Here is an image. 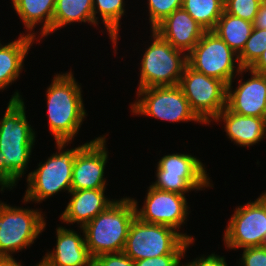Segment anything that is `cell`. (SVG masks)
<instances>
[{
    "mask_svg": "<svg viewBox=\"0 0 266 266\" xmlns=\"http://www.w3.org/2000/svg\"><path fill=\"white\" fill-rule=\"evenodd\" d=\"M25 109L22 96L16 91L0 121L1 191L12 189L25 174L35 145V130L27 121Z\"/></svg>",
    "mask_w": 266,
    "mask_h": 266,
    "instance_id": "cell-1",
    "label": "cell"
},
{
    "mask_svg": "<svg viewBox=\"0 0 266 266\" xmlns=\"http://www.w3.org/2000/svg\"><path fill=\"white\" fill-rule=\"evenodd\" d=\"M72 72L56 74L46 90L49 128L55 142H72L86 117L82 92Z\"/></svg>",
    "mask_w": 266,
    "mask_h": 266,
    "instance_id": "cell-2",
    "label": "cell"
},
{
    "mask_svg": "<svg viewBox=\"0 0 266 266\" xmlns=\"http://www.w3.org/2000/svg\"><path fill=\"white\" fill-rule=\"evenodd\" d=\"M136 217L130 197L115 200L81 230L90 256L123 252L130 225Z\"/></svg>",
    "mask_w": 266,
    "mask_h": 266,
    "instance_id": "cell-3",
    "label": "cell"
},
{
    "mask_svg": "<svg viewBox=\"0 0 266 266\" xmlns=\"http://www.w3.org/2000/svg\"><path fill=\"white\" fill-rule=\"evenodd\" d=\"M194 239L162 224L132 221L123 252L133 261L163 255H184Z\"/></svg>",
    "mask_w": 266,
    "mask_h": 266,
    "instance_id": "cell-4",
    "label": "cell"
},
{
    "mask_svg": "<svg viewBox=\"0 0 266 266\" xmlns=\"http://www.w3.org/2000/svg\"><path fill=\"white\" fill-rule=\"evenodd\" d=\"M55 143L58 153H53L43 164L39 163L38 168L27 176L28 187L23 198L26 204L30 201L41 203L62 190L71 191L74 159L84 144L63 150L71 142Z\"/></svg>",
    "mask_w": 266,
    "mask_h": 266,
    "instance_id": "cell-5",
    "label": "cell"
},
{
    "mask_svg": "<svg viewBox=\"0 0 266 266\" xmlns=\"http://www.w3.org/2000/svg\"><path fill=\"white\" fill-rule=\"evenodd\" d=\"M38 209L17 208L0 201V261H15L11 254L34 243L46 221Z\"/></svg>",
    "mask_w": 266,
    "mask_h": 266,
    "instance_id": "cell-6",
    "label": "cell"
},
{
    "mask_svg": "<svg viewBox=\"0 0 266 266\" xmlns=\"http://www.w3.org/2000/svg\"><path fill=\"white\" fill-rule=\"evenodd\" d=\"M151 32L153 40L141 61L138 89L179 85L187 65V53L173 48L154 30Z\"/></svg>",
    "mask_w": 266,
    "mask_h": 266,
    "instance_id": "cell-7",
    "label": "cell"
},
{
    "mask_svg": "<svg viewBox=\"0 0 266 266\" xmlns=\"http://www.w3.org/2000/svg\"><path fill=\"white\" fill-rule=\"evenodd\" d=\"M187 64L206 76L223 81L226 85L233 81L236 76L248 72V68L240 66L238 54L213 31H206L195 47L187 54Z\"/></svg>",
    "mask_w": 266,
    "mask_h": 266,
    "instance_id": "cell-8",
    "label": "cell"
},
{
    "mask_svg": "<svg viewBox=\"0 0 266 266\" xmlns=\"http://www.w3.org/2000/svg\"><path fill=\"white\" fill-rule=\"evenodd\" d=\"M137 100L131 104L135 115L151 116L164 121H194L204 124L192 111L179 85L138 89Z\"/></svg>",
    "mask_w": 266,
    "mask_h": 266,
    "instance_id": "cell-9",
    "label": "cell"
},
{
    "mask_svg": "<svg viewBox=\"0 0 266 266\" xmlns=\"http://www.w3.org/2000/svg\"><path fill=\"white\" fill-rule=\"evenodd\" d=\"M156 181L152 187L185 195L191 190H202L211 186L203 163L189 154H168L156 166Z\"/></svg>",
    "mask_w": 266,
    "mask_h": 266,
    "instance_id": "cell-10",
    "label": "cell"
},
{
    "mask_svg": "<svg viewBox=\"0 0 266 266\" xmlns=\"http://www.w3.org/2000/svg\"><path fill=\"white\" fill-rule=\"evenodd\" d=\"M179 86L192 111L204 124L209 125L226 107L227 85L217 78L192 69L188 64Z\"/></svg>",
    "mask_w": 266,
    "mask_h": 266,
    "instance_id": "cell-11",
    "label": "cell"
},
{
    "mask_svg": "<svg viewBox=\"0 0 266 266\" xmlns=\"http://www.w3.org/2000/svg\"><path fill=\"white\" fill-rule=\"evenodd\" d=\"M223 238L231 250L266 246V192L255 201L236 207Z\"/></svg>",
    "mask_w": 266,
    "mask_h": 266,
    "instance_id": "cell-12",
    "label": "cell"
},
{
    "mask_svg": "<svg viewBox=\"0 0 266 266\" xmlns=\"http://www.w3.org/2000/svg\"><path fill=\"white\" fill-rule=\"evenodd\" d=\"M147 191L144 205L140 209H137V200L131 197L136 217L145 223L162 224L176 230L180 229L189 214L185 195L162 191L151 185Z\"/></svg>",
    "mask_w": 266,
    "mask_h": 266,
    "instance_id": "cell-13",
    "label": "cell"
},
{
    "mask_svg": "<svg viewBox=\"0 0 266 266\" xmlns=\"http://www.w3.org/2000/svg\"><path fill=\"white\" fill-rule=\"evenodd\" d=\"M105 137L103 135L84 143L77 152L72 171L71 191L106 189L104 170L108 162V151L105 147Z\"/></svg>",
    "mask_w": 266,
    "mask_h": 266,
    "instance_id": "cell-14",
    "label": "cell"
},
{
    "mask_svg": "<svg viewBox=\"0 0 266 266\" xmlns=\"http://www.w3.org/2000/svg\"><path fill=\"white\" fill-rule=\"evenodd\" d=\"M251 78L238 79V86L232 90L231 81L227 85L226 107L242 116L263 117L266 104V75L248 68Z\"/></svg>",
    "mask_w": 266,
    "mask_h": 266,
    "instance_id": "cell-15",
    "label": "cell"
},
{
    "mask_svg": "<svg viewBox=\"0 0 266 266\" xmlns=\"http://www.w3.org/2000/svg\"><path fill=\"white\" fill-rule=\"evenodd\" d=\"M154 30L173 48L187 54L195 47L206 30L183 8L175 10L157 24Z\"/></svg>",
    "mask_w": 266,
    "mask_h": 266,
    "instance_id": "cell-16",
    "label": "cell"
},
{
    "mask_svg": "<svg viewBox=\"0 0 266 266\" xmlns=\"http://www.w3.org/2000/svg\"><path fill=\"white\" fill-rule=\"evenodd\" d=\"M56 233V247L41 260L46 266H93L85 238L63 226L57 227Z\"/></svg>",
    "mask_w": 266,
    "mask_h": 266,
    "instance_id": "cell-17",
    "label": "cell"
},
{
    "mask_svg": "<svg viewBox=\"0 0 266 266\" xmlns=\"http://www.w3.org/2000/svg\"><path fill=\"white\" fill-rule=\"evenodd\" d=\"M105 190L83 189L70 191L72 197L61 214L60 221L66 222V224L77 222L80 225L79 228L83 227L115 201V199L110 200L105 197Z\"/></svg>",
    "mask_w": 266,
    "mask_h": 266,
    "instance_id": "cell-18",
    "label": "cell"
},
{
    "mask_svg": "<svg viewBox=\"0 0 266 266\" xmlns=\"http://www.w3.org/2000/svg\"><path fill=\"white\" fill-rule=\"evenodd\" d=\"M224 121L226 136L234 144L253 146L266 138V123L263 117L242 116L225 107L215 118V122Z\"/></svg>",
    "mask_w": 266,
    "mask_h": 266,
    "instance_id": "cell-19",
    "label": "cell"
},
{
    "mask_svg": "<svg viewBox=\"0 0 266 266\" xmlns=\"http://www.w3.org/2000/svg\"><path fill=\"white\" fill-rule=\"evenodd\" d=\"M36 37L20 33V37L8 44L0 43V90H4L9 84L17 81L24 59L26 58Z\"/></svg>",
    "mask_w": 266,
    "mask_h": 266,
    "instance_id": "cell-20",
    "label": "cell"
},
{
    "mask_svg": "<svg viewBox=\"0 0 266 266\" xmlns=\"http://www.w3.org/2000/svg\"><path fill=\"white\" fill-rule=\"evenodd\" d=\"M12 6L15 9L19 18L25 25V29L30 36L36 37L35 32L38 23L42 29L39 32L41 37H47L52 33V21L54 16L56 0H11Z\"/></svg>",
    "mask_w": 266,
    "mask_h": 266,
    "instance_id": "cell-21",
    "label": "cell"
},
{
    "mask_svg": "<svg viewBox=\"0 0 266 266\" xmlns=\"http://www.w3.org/2000/svg\"><path fill=\"white\" fill-rule=\"evenodd\" d=\"M253 23L223 11L212 30L234 52L239 54L253 31Z\"/></svg>",
    "mask_w": 266,
    "mask_h": 266,
    "instance_id": "cell-22",
    "label": "cell"
},
{
    "mask_svg": "<svg viewBox=\"0 0 266 266\" xmlns=\"http://www.w3.org/2000/svg\"><path fill=\"white\" fill-rule=\"evenodd\" d=\"M73 22H87L95 26L93 0H56L52 33Z\"/></svg>",
    "mask_w": 266,
    "mask_h": 266,
    "instance_id": "cell-23",
    "label": "cell"
},
{
    "mask_svg": "<svg viewBox=\"0 0 266 266\" xmlns=\"http://www.w3.org/2000/svg\"><path fill=\"white\" fill-rule=\"evenodd\" d=\"M182 8L206 31H212L224 11V0H183Z\"/></svg>",
    "mask_w": 266,
    "mask_h": 266,
    "instance_id": "cell-24",
    "label": "cell"
},
{
    "mask_svg": "<svg viewBox=\"0 0 266 266\" xmlns=\"http://www.w3.org/2000/svg\"><path fill=\"white\" fill-rule=\"evenodd\" d=\"M124 3V0H93L95 26L99 22L96 17L98 13L115 48L119 40L120 19L125 13Z\"/></svg>",
    "mask_w": 266,
    "mask_h": 266,
    "instance_id": "cell-25",
    "label": "cell"
},
{
    "mask_svg": "<svg viewBox=\"0 0 266 266\" xmlns=\"http://www.w3.org/2000/svg\"><path fill=\"white\" fill-rule=\"evenodd\" d=\"M266 29L253 28V31L245 43L244 48L238 54V60L242 68H250L266 49Z\"/></svg>",
    "mask_w": 266,
    "mask_h": 266,
    "instance_id": "cell-26",
    "label": "cell"
},
{
    "mask_svg": "<svg viewBox=\"0 0 266 266\" xmlns=\"http://www.w3.org/2000/svg\"><path fill=\"white\" fill-rule=\"evenodd\" d=\"M261 3L262 0H224V11L253 23Z\"/></svg>",
    "mask_w": 266,
    "mask_h": 266,
    "instance_id": "cell-27",
    "label": "cell"
},
{
    "mask_svg": "<svg viewBox=\"0 0 266 266\" xmlns=\"http://www.w3.org/2000/svg\"><path fill=\"white\" fill-rule=\"evenodd\" d=\"M151 30L175 10L182 8L183 0H148Z\"/></svg>",
    "mask_w": 266,
    "mask_h": 266,
    "instance_id": "cell-28",
    "label": "cell"
},
{
    "mask_svg": "<svg viewBox=\"0 0 266 266\" xmlns=\"http://www.w3.org/2000/svg\"><path fill=\"white\" fill-rule=\"evenodd\" d=\"M93 266H135V263L124 252H119L96 256L93 259Z\"/></svg>",
    "mask_w": 266,
    "mask_h": 266,
    "instance_id": "cell-29",
    "label": "cell"
},
{
    "mask_svg": "<svg viewBox=\"0 0 266 266\" xmlns=\"http://www.w3.org/2000/svg\"><path fill=\"white\" fill-rule=\"evenodd\" d=\"M242 266H266V246L244 248Z\"/></svg>",
    "mask_w": 266,
    "mask_h": 266,
    "instance_id": "cell-30",
    "label": "cell"
},
{
    "mask_svg": "<svg viewBox=\"0 0 266 266\" xmlns=\"http://www.w3.org/2000/svg\"><path fill=\"white\" fill-rule=\"evenodd\" d=\"M184 255H163L153 258L141 259L134 261L135 266H182L181 258Z\"/></svg>",
    "mask_w": 266,
    "mask_h": 266,
    "instance_id": "cell-31",
    "label": "cell"
},
{
    "mask_svg": "<svg viewBox=\"0 0 266 266\" xmlns=\"http://www.w3.org/2000/svg\"><path fill=\"white\" fill-rule=\"evenodd\" d=\"M182 266H228L225 258L217 254H212L209 256H202L194 259L192 262L182 264Z\"/></svg>",
    "mask_w": 266,
    "mask_h": 266,
    "instance_id": "cell-32",
    "label": "cell"
},
{
    "mask_svg": "<svg viewBox=\"0 0 266 266\" xmlns=\"http://www.w3.org/2000/svg\"><path fill=\"white\" fill-rule=\"evenodd\" d=\"M254 28L266 29V5L262 2L253 22Z\"/></svg>",
    "mask_w": 266,
    "mask_h": 266,
    "instance_id": "cell-33",
    "label": "cell"
},
{
    "mask_svg": "<svg viewBox=\"0 0 266 266\" xmlns=\"http://www.w3.org/2000/svg\"><path fill=\"white\" fill-rule=\"evenodd\" d=\"M249 69L253 70L254 72L266 75V49L262 52V55L259 57V59Z\"/></svg>",
    "mask_w": 266,
    "mask_h": 266,
    "instance_id": "cell-34",
    "label": "cell"
},
{
    "mask_svg": "<svg viewBox=\"0 0 266 266\" xmlns=\"http://www.w3.org/2000/svg\"><path fill=\"white\" fill-rule=\"evenodd\" d=\"M0 266H22L21 262L15 261H0Z\"/></svg>",
    "mask_w": 266,
    "mask_h": 266,
    "instance_id": "cell-35",
    "label": "cell"
},
{
    "mask_svg": "<svg viewBox=\"0 0 266 266\" xmlns=\"http://www.w3.org/2000/svg\"><path fill=\"white\" fill-rule=\"evenodd\" d=\"M263 119L265 120V123H266V104H265V109H264V112H263Z\"/></svg>",
    "mask_w": 266,
    "mask_h": 266,
    "instance_id": "cell-36",
    "label": "cell"
},
{
    "mask_svg": "<svg viewBox=\"0 0 266 266\" xmlns=\"http://www.w3.org/2000/svg\"><path fill=\"white\" fill-rule=\"evenodd\" d=\"M35 266H46L42 261H40L39 263H37Z\"/></svg>",
    "mask_w": 266,
    "mask_h": 266,
    "instance_id": "cell-37",
    "label": "cell"
}]
</instances>
